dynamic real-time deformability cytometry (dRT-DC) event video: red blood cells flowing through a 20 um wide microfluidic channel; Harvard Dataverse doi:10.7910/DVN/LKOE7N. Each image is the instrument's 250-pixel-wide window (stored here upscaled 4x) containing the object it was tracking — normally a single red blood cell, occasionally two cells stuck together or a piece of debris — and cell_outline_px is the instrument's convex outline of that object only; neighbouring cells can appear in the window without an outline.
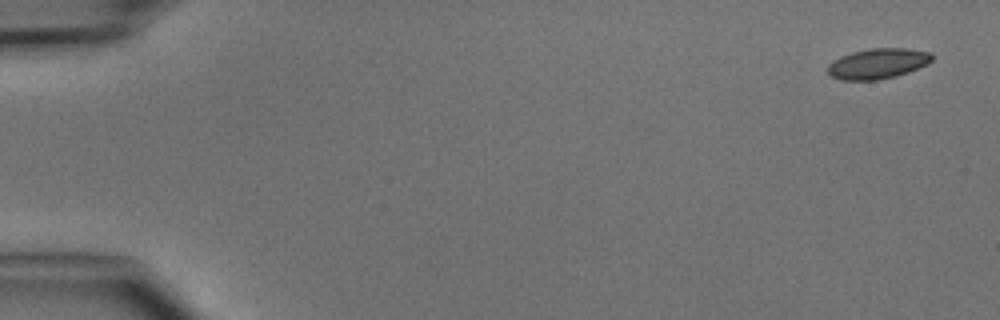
{"species": "common noctule bat (a hibernating species)", "species_latin": "Nyctalus noctula", "temperature_condition": "cold", "stored_images_in_passage": 6, "camera_frame_rate_fps": 3000, "um_per_image_px": 0.085, "animal": {"sex": "male", "body_mass_g": 15.6}, "frame": {"image": 1, "passage_image": 1, "time_ms": 0.0, "image_size_px": [1000, 320], "cell_outline_px": [[932, 60], [928, 64], [908, 72], [896, 76], [876, 80], [840, 80], [832, 76], [828, 72], [828, 64], [832, 60], [840, 56], [852, 52], [868, 48], [908, 48], [932, 52]], "centroid_in_image_um": [74.61, 5.39], "position_along_channel_um": 10.4, "area_um2": 18.61}}
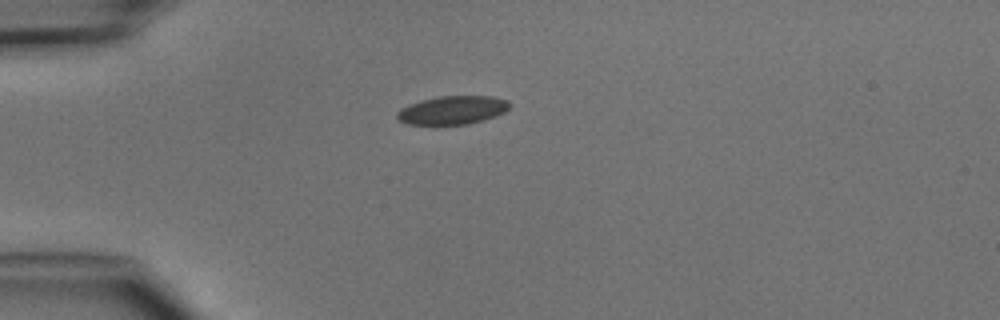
{"frame": {"image": 2, "passage_image": 4, "time_ms": 3.667, "image_size_px": [1000, 320], "cell_outline_px": [[512, 104], [504, 112], [496, 116], [484, 120], [468, 124], [436, 128], [408, 124], [400, 120], [396, 116], [396, 112], [400, 108], [408, 104], [420, 100], [436, 96], [492, 96], [508, 100]], "centroid_in_image_um": [38.41, 9.4], "position_along_channel_um": 46.6, "area_um2": 19.65}}